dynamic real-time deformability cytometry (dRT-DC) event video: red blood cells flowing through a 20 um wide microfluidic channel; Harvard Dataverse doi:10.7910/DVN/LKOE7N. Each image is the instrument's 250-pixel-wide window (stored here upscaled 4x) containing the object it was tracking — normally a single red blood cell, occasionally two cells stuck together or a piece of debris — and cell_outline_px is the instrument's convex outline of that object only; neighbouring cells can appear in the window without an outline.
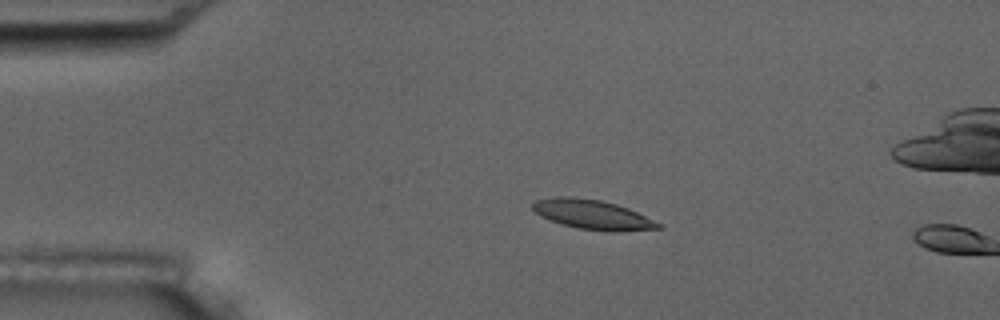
{"species": "common noctule bat (a hibernating species)", "species_latin": "Nyctalus noctula", "temperature_condition": "room temperature", "stored_images_in_passage": 5, "camera_frame_rate_fps": 3000, "um_per_image_px": 0.085, "animal": {"sex": "male", "body_mass_g": 17.5, "forearm_length_mm": 52.3}, "frame": {"image": 1, "passage_image": 4, "time_ms": 3.333, "image_size_px": [1000, 320], "cell_outline_px": [[664, 228], [616, 232], [612, 232], [576, 228], [540, 216], [532, 208], [532, 204], [536, 200], [552, 196], [572, 196], [600, 200], [616, 204], [628, 208], [664, 224]], "centroid_in_image_um": [50.41, 18.24], "position_along_channel_um": 34.6, "area_um2": 21.79}}